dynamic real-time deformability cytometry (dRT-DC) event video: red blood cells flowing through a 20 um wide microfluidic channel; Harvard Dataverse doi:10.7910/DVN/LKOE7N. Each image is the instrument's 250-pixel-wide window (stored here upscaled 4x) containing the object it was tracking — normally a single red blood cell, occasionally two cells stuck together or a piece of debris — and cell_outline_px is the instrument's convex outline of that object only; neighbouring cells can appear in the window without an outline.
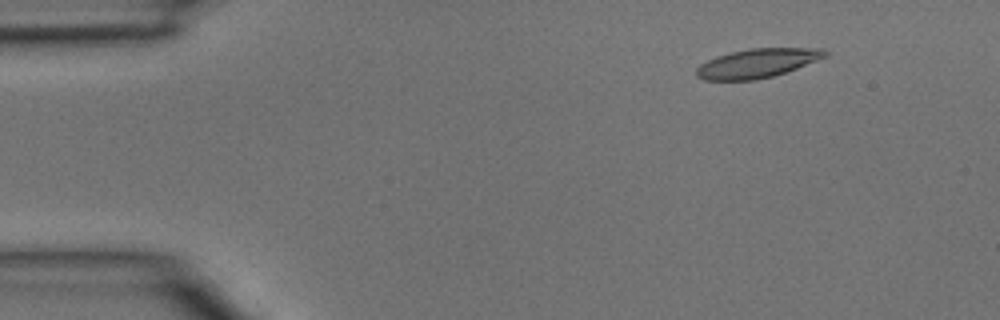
{"species": "common noctule bat (a hibernating species)", "species_latin": "Nyctalus noctula", "temperature_condition": "room temperature", "stored_images_in_passage": 3, "camera_frame_rate_fps": 3000, "um_per_image_px": 0.085, "animal": {"sex": "male", "body_mass_g": 15.6}, "frame": {"image": 1, "passage_image": 2, "time_ms": 0.333, "image_size_px": [1000, 320], "cell_outline_px": [[828, 56], [796, 68], [772, 76], [752, 80], [704, 80], [696, 76], [696, 68], [700, 64], [716, 56], [728, 52], [748, 48], [824, 48], [828, 52]], "centroid_in_image_um": [64.35, 5.36], "position_along_channel_um": 20.6, "area_um2": 21.79}}